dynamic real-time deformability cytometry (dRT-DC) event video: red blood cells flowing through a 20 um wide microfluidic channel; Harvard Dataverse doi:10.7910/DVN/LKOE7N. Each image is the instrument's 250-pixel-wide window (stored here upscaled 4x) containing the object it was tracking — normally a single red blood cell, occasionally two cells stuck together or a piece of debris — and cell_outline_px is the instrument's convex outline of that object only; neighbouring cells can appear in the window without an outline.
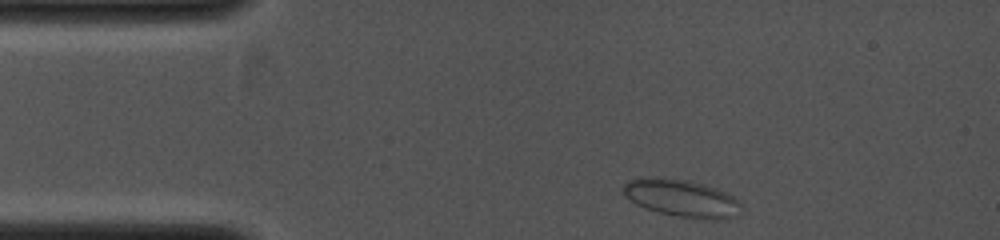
{"species": "common noctule bat (a hibernating species)", "species_latin": "Nyctalus noctula", "temperature_condition": "cold", "stored_images_in_passage": 8, "camera_frame_rate_fps": 4000, "um_per_image_px": 0.085, "animal": {"sex": "female", "body_mass_g": 19.0, "forearm_length_mm": 53.3}, "frame": {"image": 1, "passage_image": 1, "time_ms": 0.0, "image_size_px": [1000, 240], "cell_outline_px": [[744, 208], [740, 216], [720, 220], [712, 220], [680, 216], [660, 212], [644, 208], [636, 204], [624, 196], [624, 184], [628, 180], [640, 176], [648, 176], [688, 180], [704, 184], [724, 192], [740, 200], [744, 204]], "centroid_in_image_um": [58.0, 16.85], "position_along_channel_um": 27.0, "area_um2": 26.18}}
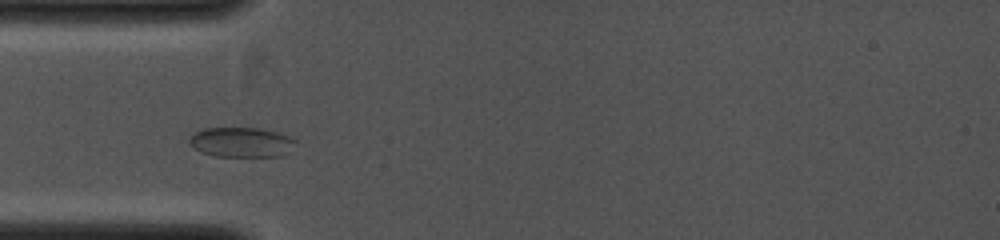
{"frame": {"image": 2, "passage_image": 5, "time_ms": 1.5, "image_size_px": [1000, 240], "cell_outline_px": [[296, 140], [280, 156], [212, 156], [200, 152], [192, 148], [188, 140], [196, 132], [204, 128], [260, 128], [276, 132], [288, 136]], "centroid_in_image_um": [20.42, 12.08], "position_along_channel_um": 64.6, "area_um2": 18.15}}
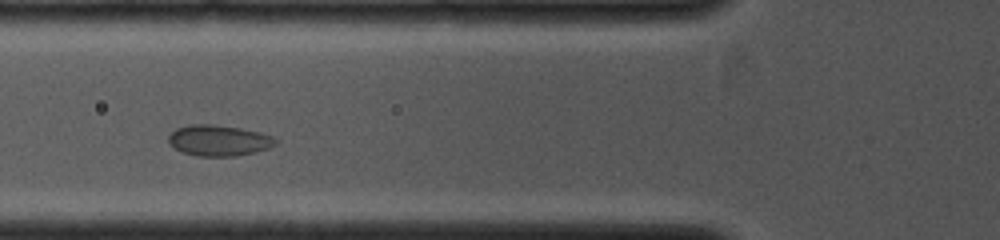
{"frame": {"image": 3, "passage_image": 7, "time_ms": 2.25, "image_size_px": [1000, 240], "cell_outline_px": [[276, 144], [268, 148], [256, 152], [236, 156], [196, 156], [184, 152], [168, 144], [168, 136], [176, 128], [188, 124], [212, 124], [240, 128], [260, 132], [276, 136]], "centroid_in_image_um": [18.61, 11.93], "position_along_channel_um": 107.2, "area_um2": 19.42}}